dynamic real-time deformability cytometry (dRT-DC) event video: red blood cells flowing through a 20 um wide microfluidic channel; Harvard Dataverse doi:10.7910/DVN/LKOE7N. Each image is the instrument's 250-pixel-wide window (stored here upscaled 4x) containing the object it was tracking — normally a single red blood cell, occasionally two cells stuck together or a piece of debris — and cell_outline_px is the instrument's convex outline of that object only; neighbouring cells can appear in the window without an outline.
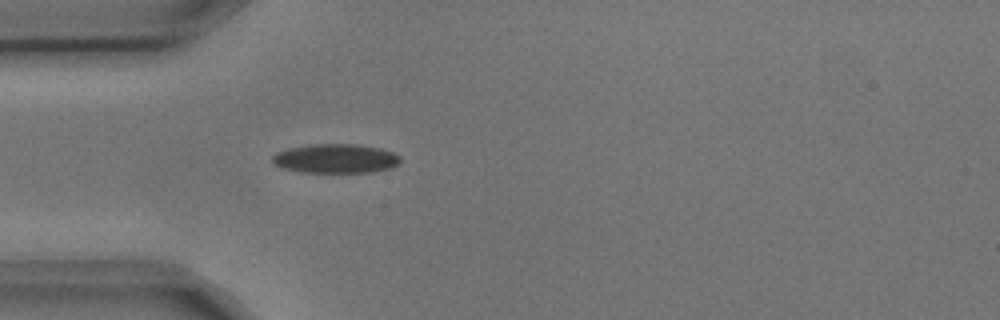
{"species": "common noctule bat (a hibernating species)", "species_latin": "Nyctalus noctula", "temperature_condition": "cold", "stored_images_in_passage": 3, "camera_frame_rate_fps": 3000, "um_per_image_px": 0.085, "animal": {"sex": "male", "body_mass_g": 17.9, "forearm_length_mm": 54.2}, "frame": {"image": 1, "passage_image": 3, "time_ms": 0.667, "image_size_px": [1000, 320], "cell_outline_px": [[400, 164], [392, 168], [372, 172], [300, 172], [284, 168], [276, 164], [272, 160], [272, 156], [276, 152], [288, 148], [308, 144], [356, 144], [380, 148], [392, 152], [400, 156]], "centroid_in_image_um": [28.55, 13.47], "position_along_channel_um": 56.4, "area_um2": 21.85}}